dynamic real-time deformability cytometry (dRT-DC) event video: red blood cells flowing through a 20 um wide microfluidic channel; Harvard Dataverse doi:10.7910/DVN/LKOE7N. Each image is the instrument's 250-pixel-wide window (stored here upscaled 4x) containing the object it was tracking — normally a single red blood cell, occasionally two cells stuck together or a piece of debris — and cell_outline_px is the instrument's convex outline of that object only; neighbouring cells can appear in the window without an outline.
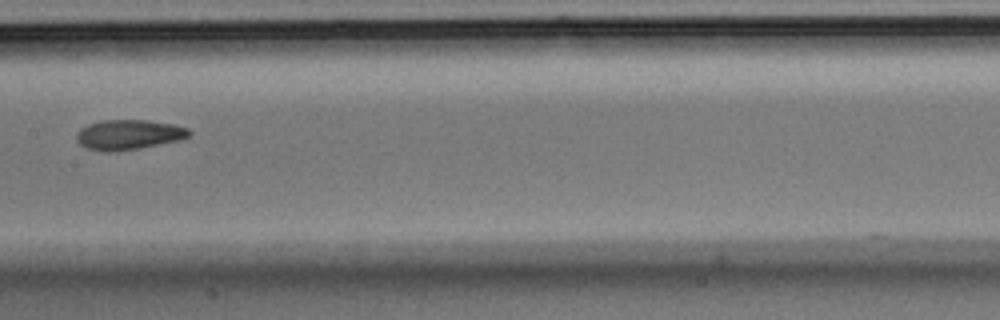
{"species": "Egyptian fruit bat (a non-hibernating species)", "species_latin": "Rousettus aegyptiacus", "temperature_condition": "room temperature", "stored_images_in_passage": 12, "camera_frame_rate_fps": 3000, "um_per_image_px": 0.085, "animal": {"sex": "male"}, "frame": {"image": 1, "passage_image": 9, "time_ms": 2.667, "image_size_px": [1000, 320], "cell_outline_px": [[192, 132], [188, 136], [176, 140], [140, 148], [116, 152], [104, 152], [88, 148], [80, 144], [76, 140], [76, 136], [80, 128], [88, 124], [104, 120], [148, 120], [172, 124], [188, 128]], "centroid_in_image_um": [10.9, 11.44], "position_along_channel_um": 196.5, "area_um2": 19.54}}
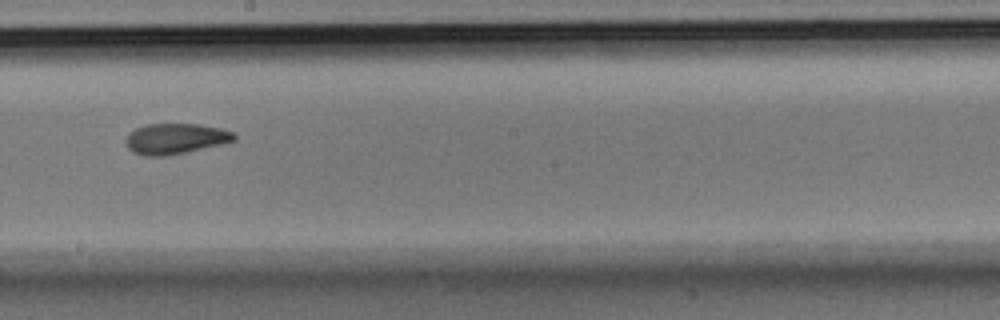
{"frame": {"image": 2, "passage_image": 10, "time_ms": 3.0, "image_size_px": [1000, 320], "cell_outline_px": [[236, 140], [188, 152], [168, 156], [144, 156], [132, 152], [128, 148], [124, 140], [128, 132], [136, 128], [148, 124], [196, 124], [220, 128], [236, 132]], "centroid_in_image_um": [14.89, 11.8], "position_along_channel_um": 233.3, "area_um2": 19.54}}
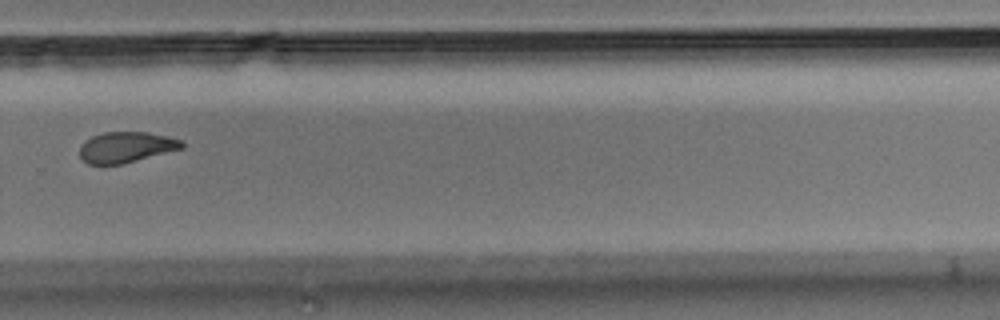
{"frame": {"image": 3, "passage_image": 12, "time_ms": 3.667, "image_size_px": [1000, 320], "cell_outline_px": [[184, 148], [120, 164], [88, 164], [80, 156], [80, 144], [84, 140], [92, 136], [104, 132], [148, 132], [168, 136], [180, 140], [184, 144]], "centroid_in_image_um": [10.7, 12.49], "position_along_channel_um": 319.1, "area_um2": 18.21}}